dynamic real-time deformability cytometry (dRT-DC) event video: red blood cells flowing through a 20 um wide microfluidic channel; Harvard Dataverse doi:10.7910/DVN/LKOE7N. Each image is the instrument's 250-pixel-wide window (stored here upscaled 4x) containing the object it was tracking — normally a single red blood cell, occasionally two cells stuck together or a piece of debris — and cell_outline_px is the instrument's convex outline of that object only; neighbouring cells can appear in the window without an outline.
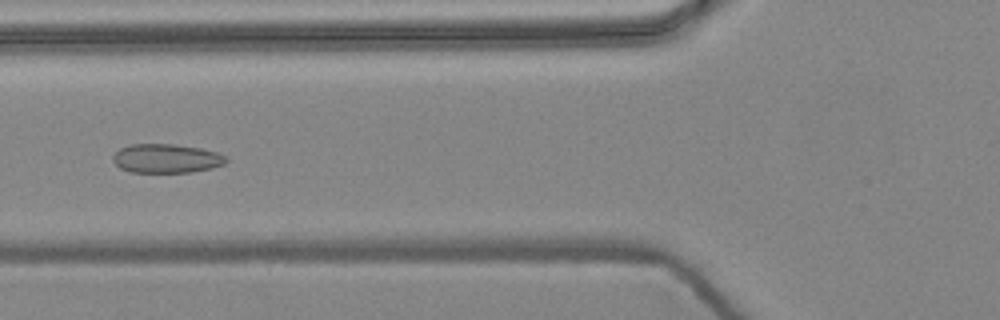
{"species": "common noctule bat (a hibernating species)", "species_latin": "Nyctalus noctula", "temperature_condition": "warm", "stored_images_in_passage": 5, "camera_frame_rate_fps": 3000, "um_per_image_px": 0.085, "animal": {"sex": "female", "body_mass_g": 24.6, "forearm_length_mm": 56.2}, "frame": {"image": 1, "passage_image": 3, "time_ms": 0.667, "image_size_px": [1000, 320], "cell_outline_px": [[228, 160], [224, 164], [212, 168], [192, 172], [132, 172], [120, 168], [112, 160], [112, 156], [120, 148], [132, 144], [172, 144], [200, 148], [216, 152], [228, 156]], "centroid_in_image_um": [14.16, 13.47], "position_along_channel_um": 111.6, "area_um2": 19.13}}
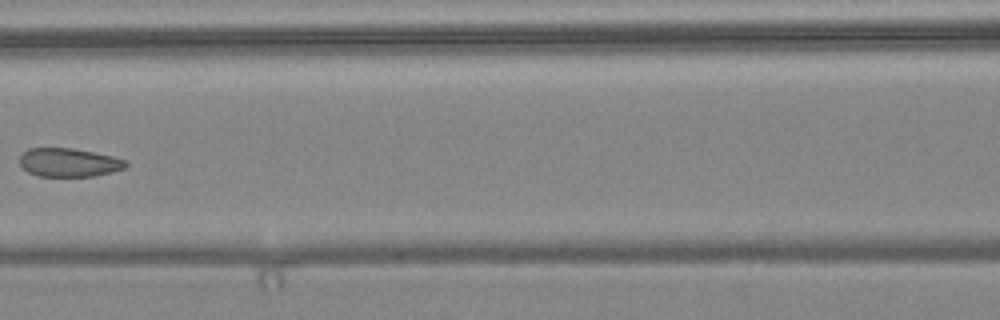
{"frame": {"image": 2, "passage_image": 4, "time_ms": 1.0, "image_size_px": [1000, 320], "cell_outline_px": [[128, 164], [124, 168], [112, 172], [96, 176], [40, 176], [28, 172], [20, 164], [20, 156], [28, 148], [72, 148], [112, 156], [128, 160]], "centroid_in_image_um": [5.88, 13.81], "position_along_channel_um": 160.7, "area_um2": 17.63}}
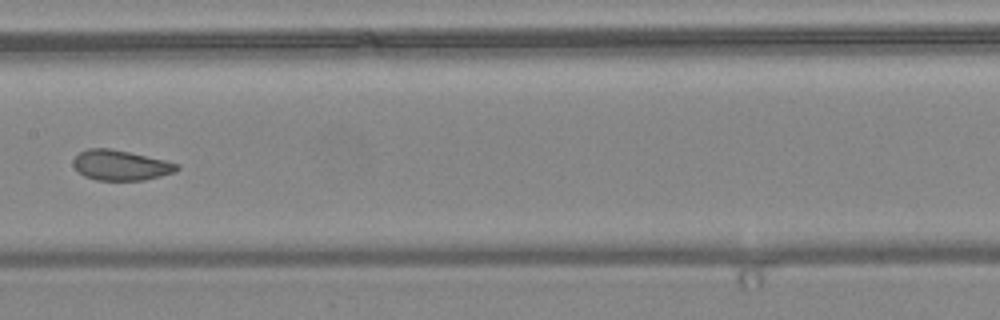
{"frame": {"image": 3, "passage_image": 5, "time_ms": 1.333, "image_size_px": [1000, 320], "cell_outline_px": [[180, 168], [176, 172], [144, 180], [96, 180], [84, 176], [72, 164], [72, 160], [80, 152], [88, 148], [108, 148], [128, 152], [164, 160], [180, 164]], "centroid_in_image_um": [10.26, 14.05], "position_along_channel_um": 197.1, "area_um2": 18.15}}